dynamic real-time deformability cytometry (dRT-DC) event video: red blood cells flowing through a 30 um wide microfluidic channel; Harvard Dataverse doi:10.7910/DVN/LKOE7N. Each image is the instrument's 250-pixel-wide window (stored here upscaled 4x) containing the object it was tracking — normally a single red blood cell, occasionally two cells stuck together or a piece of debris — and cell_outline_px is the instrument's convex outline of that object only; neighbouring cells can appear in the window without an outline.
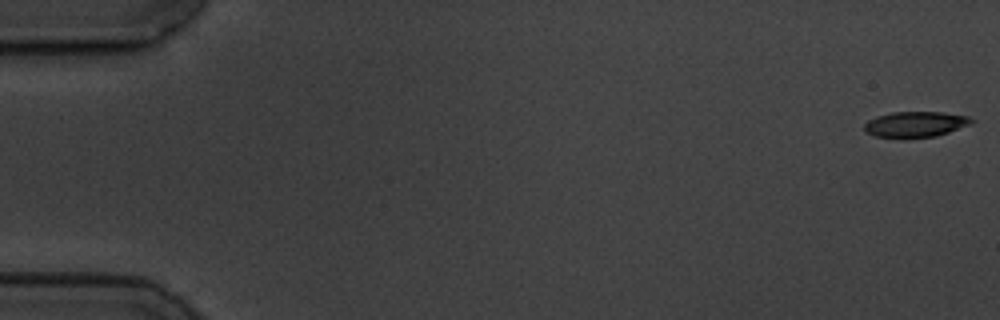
{"species": "common noctule bat (a hibernating species)", "species_latin": "Nyctalus noctula", "temperature_condition": "cold", "stored_images_in_passage": 6, "camera_frame_rate_fps": 3000, "um_per_image_px": 0.085, "animal": {"sex": "male", "body_mass_g": 19.5, "forearm_length_mm": 54.6}, "frame": {"image": 1, "passage_image": 1, "time_ms": 0.0, "image_size_px": [1000, 320], "cell_outline_px": [[976, 120], [968, 124], [948, 132], [936, 136], [904, 140], [900, 140], [876, 136], [864, 132], [864, 124], [868, 120], [876, 116], [892, 112], [940, 112], [968, 116]], "centroid_in_image_um": [77.73, 10.6], "position_along_channel_um": 7.3, "area_um2": 16.42}}